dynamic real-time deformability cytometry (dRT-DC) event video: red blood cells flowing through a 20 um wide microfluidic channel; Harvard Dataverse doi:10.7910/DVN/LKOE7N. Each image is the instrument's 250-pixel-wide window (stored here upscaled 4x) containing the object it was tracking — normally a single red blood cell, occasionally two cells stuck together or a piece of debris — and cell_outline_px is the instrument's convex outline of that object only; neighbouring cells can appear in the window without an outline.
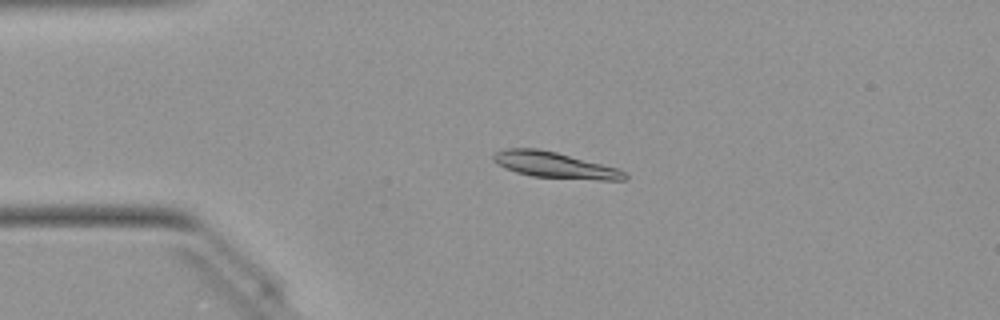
{"species": "Egyptian fruit bat (a non-hibernating species)", "species_latin": "Rousettus aegyptiacus", "temperature_condition": "warm", "stored_images_in_passage": 42, "camera_frame_rate_fps": 3000, "um_per_image_px": 0.085, "animal": {"sex": "female"}, "frame": {"image": 1, "passage_image": 10, "time_ms": 3.0, "image_size_px": [1000, 320], "cell_outline_px": [[628, 176], [624, 180], [600, 180], [532, 176], [516, 172], [504, 168], [492, 160], [492, 156], [496, 152], [504, 148], [536, 148], [556, 152], [616, 168], [624, 172]], "centroid_in_image_um": [47.09, 14.02], "position_along_channel_um": 37.9, "area_um2": 19.65}}
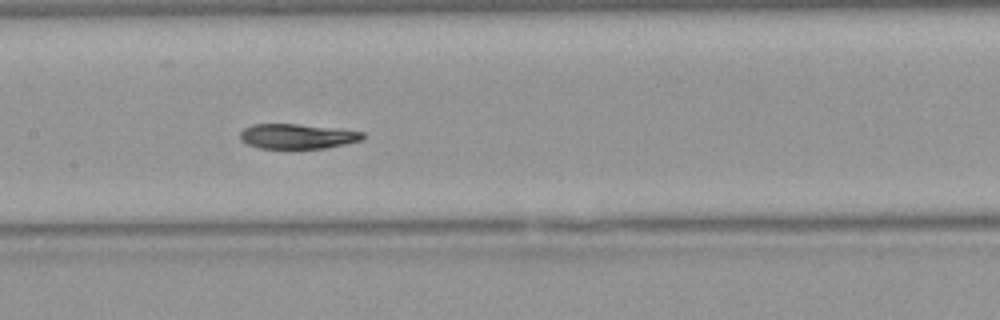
{"frame": {"image": 2, "passage_image": 23, "time_ms": 7.333, "image_size_px": [1000, 320], "cell_outline_px": [[364, 140], [324, 148], [292, 152], [260, 148], [248, 144], [240, 140], [240, 132], [244, 128], [252, 124], [296, 124], [340, 128], [364, 132]], "centroid_in_image_um": [25.27, 11.63], "position_along_channel_um": 182.1, "area_um2": 18.79}}
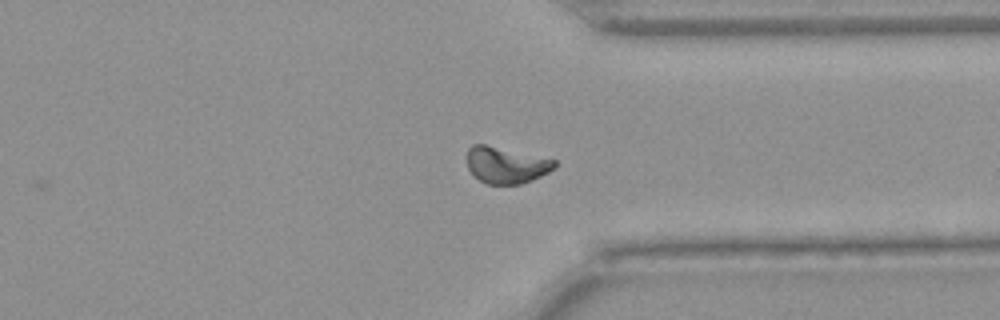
{"frame": {"image": 3, "passage_image": 37, "time_ms": 12.0, "image_size_px": [1000, 320], "cell_outline_px": [[556, 168], [532, 180], [520, 184], [488, 184], [480, 180], [468, 168], [468, 148], [472, 144], [484, 144], [556, 160]], "centroid_in_image_um": [43.03, 14.03], "position_along_channel_um": 368.4, "area_um2": 18.32}, "authors_computed_cell_mechanics": {"area_um2": 18.9006, "velocity_mm_per_s": 4.028, "shape_relaxation_time_tau1_ms": 5.352, "shape_relaxation_time_tau2_ms": 5.7276, "deformation_change_tau1": 0.1628, "deformation_change_tau2": 0.0776}}